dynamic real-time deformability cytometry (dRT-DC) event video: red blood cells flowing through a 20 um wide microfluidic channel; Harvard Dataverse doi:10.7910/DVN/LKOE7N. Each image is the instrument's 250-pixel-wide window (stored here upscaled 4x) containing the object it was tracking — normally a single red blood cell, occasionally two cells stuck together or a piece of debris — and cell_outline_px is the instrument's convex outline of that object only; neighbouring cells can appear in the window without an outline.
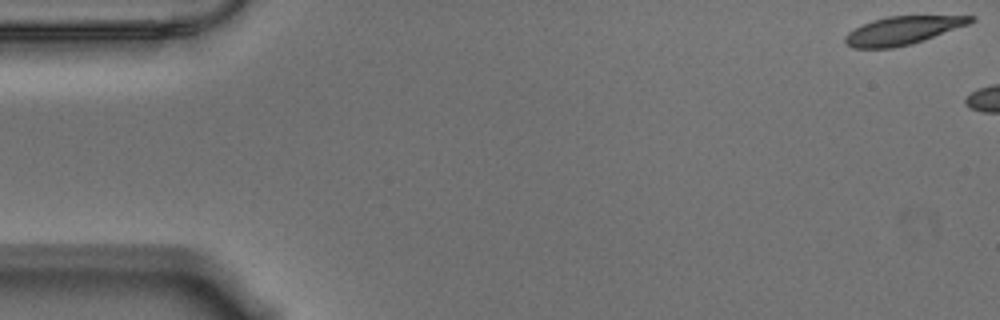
{"species": "Egyptian fruit bat (a non-hibernating species)", "species_latin": "Rousettus aegyptiacus", "temperature_condition": "warm", "stored_images_in_passage": 5, "camera_frame_rate_fps": 3000, "um_per_image_px": 0.085, "animal": {"sex": "male"}, "frame": {"image": 1, "passage_image": 1, "time_ms": 0.0, "image_size_px": [1000, 320], "cell_outline_px": [[976, 20], [968, 24], [924, 40], [912, 44], [892, 48], [852, 48], [844, 44], [844, 36], [848, 32], [872, 20], [888, 16], [976, 16]], "centroid_in_image_um": [76.69, 2.6], "position_along_channel_um": 8.3, "area_um2": 20.52}}